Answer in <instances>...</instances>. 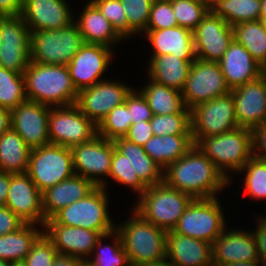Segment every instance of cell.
<instances>
[{
	"instance_id": "obj_1",
	"label": "cell",
	"mask_w": 266,
	"mask_h": 266,
	"mask_svg": "<svg viewBox=\"0 0 266 266\" xmlns=\"http://www.w3.org/2000/svg\"><path fill=\"white\" fill-rule=\"evenodd\" d=\"M163 182L193 199L216 198L230 181L216 165L194 145L184 156L163 170Z\"/></svg>"
},
{
	"instance_id": "obj_2",
	"label": "cell",
	"mask_w": 266,
	"mask_h": 266,
	"mask_svg": "<svg viewBox=\"0 0 266 266\" xmlns=\"http://www.w3.org/2000/svg\"><path fill=\"white\" fill-rule=\"evenodd\" d=\"M23 76L27 100L50 107L76 104L78 91L72 83L67 66L31 61Z\"/></svg>"
},
{
	"instance_id": "obj_3",
	"label": "cell",
	"mask_w": 266,
	"mask_h": 266,
	"mask_svg": "<svg viewBox=\"0 0 266 266\" xmlns=\"http://www.w3.org/2000/svg\"><path fill=\"white\" fill-rule=\"evenodd\" d=\"M130 214L115 226L129 263L148 264L166 259L167 231L146 221L133 209Z\"/></svg>"
},
{
	"instance_id": "obj_4",
	"label": "cell",
	"mask_w": 266,
	"mask_h": 266,
	"mask_svg": "<svg viewBox=\"0 0 266 266\" xmlns=\"http://www.w3.org/2000/svg\"><path fill=\"white\" fill-rule=\"evenodd\" d=\"M196 145L230 181L253 156L252 130L237 127L211 137H192Z\"/></svg>"
},
{
	"instance_id": "obj_5",
	"label": "cell",
	"mask_w": 266,
	"mask_h": 266,
	"mask_svg": "<svg viewBox=\"0 0 266 266\" xmlns=\"http://www.w3.org/2000/svg\"><path fill=\"white\" fill-rule=\"evenodd\" d=\"M104 187H96L85 198L72 202L60 209L45 224H62L81 227L99 232L101 235L115 230L109 211V192Z\"/></svg>"
},
{
	"instance_id": "obj_6",
	"label": "cell",
	"mask_w": 266,
	"mask_h": 266,
	"mask_svg": "<svg viewBox=\"0 0 266 266\" xmlns=\"http://www.w3.org/2000/svg\"><path fill=\"white\" fill-rule=\"evenodd\" d=\"M135 200L132 208L135 212L156 227L169 231L175 228L193 198L162 182L147 187Z\"/></svg>"
},
{
	"instance_id": "obj_7",
	"label": "cell",
	"mask_w": 266,
	"mask_h": 266,
	"mask_svg": "<svg viewBox=\"0 0 266 266\" xmlns=\"http://www.w3.org/2000/svg\"><path fill=\"white\" fill-rule=\"evenodd\" d=\"M85 44L74 21L62 29L30 32V60L40 64L67 66Z\"/></svg>"
},
{
	"instance_id": "obj_8",
	"label": "cell",
	"mask_w": 266,
	"mask_h": 266,
	"mask_svg": "<svg viewBox=\"0 0 266 266\" xmlns=\"http://www.w3.org/2000/svg\"><path fill=\"white\" fill-rule=\"evenodd\" d=\"M222 201L219 197L193 199L172 231L213 244L229 226Z\"/></svg>"
},
{
	"instance_id": "obj_9",
	"label": "cell",
	"mask_w": 266,
	"mask_h": 266,
	"mask_svg": "<svg viewBox=\"0 0 266 266\" xmlns=\"http://www.w3.org/2000/svg\"><path fill=\"white\" fill-rule=\"evenodd\" d=\"M26 174L41 192L74 176L71 148L51 143L33 148Z\"/></svg>"
},
{
	"instance_id": "obj_10",
	"label": "cell",
	"mask_w": 266,
	"mask_h": 266,
	"mask_svg": "<svg viewBox=\"0 0 266 266\" xmlns=\"http://www.w3.org/2000/svg\"><path fill=\"white\" fill-rule=\"evenodd\" d=\"M231 92L218 62L195 59L181 90L184 105L190 111L196 106Z\"/></svg>"
},
{
	"instance_id": "obj_11",
	"label": "cell",
	"mask_w": 266,
	"mask_h": 266,
	"mask_svg": "<svg viewBox=\"0 0 266 266\" xmlns=\"http://www.w3.org/2000/svg\"><path fill=\"white\" fill-rule=\"evenodd\" d=\"M49 141L72 148L97 136V126L76 105L50 107Z\"/></svg>"
},
{
	"instance_id": "obj_12",
	"label": "cell",
	"mask_w": 266,
	"mask_h": 266,
	"mask_svg": "<svg viewBox=\"0 0 266 266\" xmlns=\"http://www.w3.org/2000/svg\"><path fill=\"white\" fill-rule=\"evenodd\" d=\"M75 175L90 180L96 187L108 190V175L114 153L113 140L99 135L71 148ZM107 178V179H106Z\"/></svg>"
},
{
	"instance_id": "obj_13",
	"label": "cell",
	"mask_w": 266,
	"mask_h": 266,
	"mask_svg": "<svg viewBox=\"0 0 266 266\" xmlns=\"http://www.w3.org/2000/svg\"><path fill=\"white\" fill-rule=\"evenodd\" d=\"M239 127L231 92L202 103L191 110L192 137H211Z\"/></svg>"
},
{
	"instance_id": "obj_14",
	"label": "cell",
	"mask_w": 266,
	"mask_h": 266,
	"mask_svg": "<svg viewBox=\"0 0 266 266\" xmlns=\"http://www.w3.org/2000/svg\"><path fill=\"white\" fill-rule=\"evenodd\" d=\"M30 62L29 27L20 15L0 17V66L23 74Z\"/></svg>"
},
{
	"instance_id": "obj_15",
	"label": "cell",
	"mask_w": 266,
	"mask_h": 266,
	"mask_svg": "<svg viewBox=\"0 0 266 266\" xmlns=\"http://www.w3.org/2000/svg\"><path fill=\"white\" fill-rule=\"evenodd\" d=\"M133 89L118 78L104 79L91 87L78 92L76 105L81 112L98 126L105 116L116 106L125 102L127 95Z\"/></svg>"
},
{
	"instance_id": "obj_16",
	"label": "cell",
	"mask_w": 266,
	"mask_h": 266,
	"mask_svg": "<svg viewBox=\"0 0 266 266\" xmlns=\"http://www.w3.org/2000/svg\"><path fill=\"white\" fill-rule=\"evenodd\" d=\"M114 49L102 44L85 43L67 65L72 83L79 92L104 77L114 58Z\"/></svg>"
},
{
	"instance_id": "obj_17",
	"label": "cell",
	"mask_w": 266,
	"mask_h": 266,
	"mask_svg": "<svg viewBox=\"0 0 266 266\" xmlns=\"http://www.w3.org/2000/svg\"><path fill=\"white\" fill-rule=\"evenodd\" d=\"M234 39L233 27L211 11L193 30L197 59L218 62Z\"/></svg>"
},
{
	"instance_id": "obj_18",
	"label": "cell",
	"mask_w": 266,
	"mask_h": 266,
	"mask_svg": "<svg viewBox=\"0 0 266 266\" xmlns=\"http://www.w3.org/2000/svg\"><path fill=\"white\" fill-rule=\"evenodd\" d=\"M50 106L26 100L10 111L11 129L19 134L31 149L42 147L49 141Z\"/></svg>"
},
{
	"instance_id": "obj_19",
	"label": "cell",
	"mask_w": 266,
	"mask_h": 266,
	"mask_svg": "<svg viewBox=\"0 0 266 266\" xmlns=\"http://www.w3.org/2000/svg\"><path fill=\"white\" fill-rule=\"evenodd\" d=\"M5 206L25 223L42 227L46 223L42 208V192L26 173H10V186Z\"/></svg>"
},
{
	"instance_id": "obj_20",
	"label": "cell",
	"mask_w": 266,
	"mask_h": 266,
	"mask_svg": "<svg viewBox=\"0 0 266 266\" xmlns=\"http://www.w3.org/2000/svg\"><path fill=\"white\" fill-rule=\"evenodd\" d=\"M212 253L214 266H225L243 261H260L257 241L252 229L237 230L230 225L213 242Z\"/></svg>"
},
{
	"instance_id": "obj_21",
	"label": "cell",
	"mask_w": 266,
	"mask_h": 266,
	"mask_svg": "<svg viewBox=\"0 0 266 266\" xmlns=\"http://www.w3.org/2000/svg\"><path fill=\"white\" fill-rule=\"evenodd\" d=\"M239 127L250 130L266 123V80L263 76L231 90Z\"/></svg>"
},
{
	"instance_id": "obj_22",
	"label": "cell",
	"mask_w": 266,
	"mask_h": 266,
	"mask_svg": "<svg viewBox=\"0 0 266 266\" xmlns=\"http://www.w3.org/2000/svg\"><path fill=\"white\" fill-rule=\"evenodd\" d=\"M70 7L67 0H23L20 16L30 32L62 29L74 22Z\"/></svg>"
},
{
	"instance_id": "obj_23",
	"label": "cell",
	"mask_w": 266,
	"mask_h": 266,
	"mask_svg": "<svg viewBox=\"0 0 266 266\" xmlns=\"http://www.w3.org/2000/svg\"><path fill=\"white\" fill-rule=\"evenodd\" d=\"M43 232L59 254L69 255L81 261H87L91 257L98 239L102 236L97 231L62 224H45Z\"/></svg>"
},
{
	"instance_id": "obj_24",
	"label": "cell",
	"mask_w": 266,
	"mask_h": 266,
	"mask_svg": "<svg viewBox=\"0 0 266 266\" xmlns=\"http://www.w3.org/2000/svg\"><path fill=\"white\" fill-rule=\"evenodd\" d=\"M166 259L173 266H212V244L169 230Z\"/></svg>"
},
{
	"instance_id": "obj_25",
	"label": "cell",
	"mask_w": 266,
	"mask_h": 266,
	"mask_svg": "<svg viewBox=\"0 0 266 266\" xmlns=\"http://www.w3.org/2000/svg\"><path fill=\"white\" fill-rule=\"evenodd\" d=\"M218 63L230 90L262 76V66L235 39Z\"/></svg>"
},
{
	"instance_id": "obj_26",
	"label": "cell",
	"mask_w": 266,
	"mask_h": 266,
	"mask_svg": "<svg viewBox=\"0 0 266 266\" xmlns=\"http://www.w3.org/2000/svg\"><path fill=\"white\" fill-rule=\"evenodd\" d=\"M140 38L147 39L151 55L172 54L180 59H196L193 31L175 26L159 30H145Z\"/></svg>"
},
{
	"instance_id": "obj_27",
	"label": "cell",
	"mask_w": 266,
	"mask_h": 266,
	"mask_svg": "<svg viewBox=\"0 0 266 266\" xmlns=\"http://www.w3.org/2000/svg\"><path fill=\"white\" fill-rule=\"evenodd\" d=\"M83 6L82 11L76 13L77 16L75 14L74 21L85 43L102 44L115 49V46L119 47L125 41L90 0Z\"/></svg>"
},
{
	"instance_id": "obj_28",
	"label": "cell",
	"mask_w": 266,
	"mask_h": 266,
	"mask_svg": "<svg viewBox=\"0 0 266 266\" xmlns=\"http://www.w3.org/2000/svg\"><path fill=\"white\" fill-rule=\"evenodd\" d=\"M96 186L86 178L74 175L42 192V208L45 219H50L60 209L85 198Z\"/></svg>"
},
{
	"instance_id": "obj_29",
	"label": "cell",
	"mask_w": 266,
	"mask_h": 266,
	"mask_svg": "<svg viewBox=\"0 0 266 266\" xmlns=\"http://www.w3.org/2000/svg\"><path fill=\"white\" fill-rule=\"evenodd\" d=\"M146 75L154 82L181 91L195 59H180L172 54L150 55Z\"/></svg>"
},
{
	"instance_id": "obj_30",
	"label": "cell",
	"mask_w": 266,
	"mask_h": 266,
	"mask_svg": "<svg viewBox=\"0 0 266 266\" xmlns=\"http://www.w3.org/2000/svg\"><path fill=\"white\" fill-rule=\"evenodd\" d=\"M194 142L192 134L153 135L143 146L146 154L163 170L184 156Z\"/></svg>"
},
{
	"instance_id": "obj_31",
	"label": "cell",
	"mask_w": 266,
	"mask_h": 266,
	"mask_svg": "<svg viewBox=\"0 0 266 266\" xmlns=\"http://www.w3.org/2000/svg\"><path fill=\"white\" fill-rule=\"evenodd\" d=\"M113 142L115 148L128 158L136 175L146 187L163 182V169L146 154L142 146L124 137L116 138Z\"/></svg>"
},
{
	"instance_id": "obj_32",
	"label": "cell",
	"mask_w": 266,
	"mask_h": 266,
	"mask_svg": "<svg viewBox=\"0 0 266 266\" xmlns=\"http://www.w3.org/2000/svg\"><path fill=\"white\" fill-rule=\"evenodd\" d=\"M31 150L13 129L4 132L0 136V172L26 173Z\"/></svg>"
},
{
	"instance_id": "obj_33",
	"label": "cell",
	"mask_w": 266,
	"mask_h": 266,
	"mask_svg": "<svg viewBox=\"0 0 266 266\" xmlns=\"http://www.w3.org/2000/svg\"><path fill=\"white\" fill-rule=\"evenodd\" d=\"M148 102L154 115H167L174 113H191L182 100L181 91L158 84L148 78L147 84L142 88L137 86Z\"/></svg>"
},
{
	"instance_id": "obj_34",
	"label": "cell",
	"mask_w": 266,
	"mask_h": 266,
	"mask_svg": "<svg viewBox=\"0 0 266 266\" xmlns=\"http://www.w3.org/2000/svg\"><path fill=\"white\" fill-rule=\"evenodd\" d=\"M25 223L17 231L0 236V259L10 263L24 261L43 227ZM41 229V230H40Z\"/></svg>"
},
{
	"instance_id": "obj_35",
	"label": "cell",
	"mask_w": 266,
	"mask_h": 266,
	"mask_svg": "<svg viewBox=\"0 0 266 266\" xmlns=\"http://www.w3.org/2000/svg\"><path fill=\"white\" fill-rule=\"evenodd\" d=\"M232 27L234 39L263 67L266 64V25L256 20L241 22Z\"/></svg>"
},
{
	"instance_id": "obj_36",
	"label": "cell",
	"mask_w": 266,
	"mask_h": 266,
	"mask_svg": "<svg viewBox=\"0 0 266 266\" xmlns=\"http://www.w3.org/2000/svg\"><path fill=\"white\" fill-rule=\"evenodd\" d=\"M210 11L230 26L260 19L261 0H217Z\"/></svg>"
},
{
	"instance_id": "obj_37",
	"label": "cell",
	"mask_w": 266,
	"mask_h": 266,
	"mask_svg": "<svg viewBox=\"0 0 266 266\" xmlns=\"http://www.w3.org/2000/svg\"><path fill=\"white\" fill-rule=\"evenodd\" d=\"M107 239H110L112 243L104 244L103 242ZM87 261L91 266H130L120 234L116 230L98 239L93 254Z\"/></svg>"
},
{
	"instance_id": "obj_38",
	"label": "cell",
	"mask_w": 266,
	"mask_h": 266,
	"mask_svg": "<svg viewBox=\"0 0 266 266\" xmlns=\"http://www.w3.org/2000/svg\"><path fill=\"white\" fill-rule=\"evenodd\" d=\"M26 100L23 74L0 66V107L11 111Z\"/></svg>"
},
{
	"instance_id": "obj_39",
	"label": "cell",
	"mask_w": 266,
	"mask_h": 266,
	"mask_svg": "<svg viewBox=\"0 0 266 266\" xmlns=\"http://www.w3.org/2000/svg\"><path fill=\"white\" fill-rule=\"evenodd\" d=\"M237 174L243 175L241 185L250 199L266 200V160L252 156Z\"/></svg>"
},
{
	"instance_id": "obj_40",
	"label": "cell",
	"mask_w": 266,
	"mask_h": 266,
	"mask_svg": "<svg viewBox=\"0 0 266 266\" xmlns=\"http://www.w3.org/2000/svg\"><path fill=\"white\" fill-rule=\"evenodd\" d=\"M108 180L115 181L119 186H127L137 198L147 189L136 175L128 158L121 154L115 145Z\"/></svg>"
},
{
	"instance_id": "obj_41",
	"label": "cell",
	"mask_w": 266,
	"mask_h": 266,
	"mask_svg": "<svg viewBox=\"0 0 266 266\" xmlns=\"http://www.w3.org/2000/svg\"><path fill=\"white\" fill-rule=\"evenodd\" d=\"M131 125L130 111L124 102L105 116L97 126V135L108 140L121 138L128 133Z\"/></svg>"
},
{
	"instance_id": "obj_42",
	"label": "cell",
	"mask_w": 266,
	"mask_h": 266,
	"mask_svg": "<svg viewBox=\"0 0 266 266\" xmlns=\"http://www.w3.org/2000/svg\"><path fill=\"white\" fill-rule=\"evenodd\" d=\"M178 26L193 31L210 11L202 0H171Z\"/></svg>"
},
{
	"instance_id": "obj_43",
	"label": "cell",
	"mask_w": 266,
	"mask_h": 266,
	"mask_svg": "<svg viewBox=\"0 0 266 266\" xmlns=\"http://www.w3.org/2000/svg\"><path fill=\"white\" fill-rule=\"evenodd\" d=\"M128 22V41L140 36L148 25L153 0H120Z\"/></svg>"
},
{
	"instance_id": "obj_44",
	"label": "cell",
	"mask_w": 266,
	"mask_h": 266,
	"mask_svg": "<svg viewBox=\"0 0 266 266\" xmlns=\"http://www.w3.org/2000/svg\"><path fill=\"white\" fill-rule=\"evenodd\" d=\"M150 123L153 134L156 136L192 134L191 113L153 115Z\"/></svg>"
},
{
	"instance_id": "obj_45",
	"label": "cell",
	"mask_w": 266,
	"mask_h": 266,
	"mask_svg": "<svg viewBox=\"0 0 266 266\" xmlns=\"http://www.w3.org/2000/svg\"><path fill=\"white\" fill-rule=\"evenodd\" d=\"M110 21L116 32L128 42V22L120 0H90Z\"/></svg>"
},
{
	"instance_id": "obj_46",
	"label": "cell",
	"mask_w": 266,
	"mask_h": 266,
	"mask_svg": "<svg viewBox=\"0 0 266 266\" xmlns=\"http://www.w3.org/2000/svg\"><path fill=\"white\" fill-rule=\"evenodd\" d=\"M58 254L52 241L43 232L32 244L24 262L26 266H52Z\"/></svg>"
},
{
	"instance_id": "obj_47",
	"label": "cell",
	"mask_w": 266,
	"mask_h": 266,
	"mask_svg": "<svg viewBox=\"0 0 266 266\" xmlns=\"http://www.w3.org/2000/svg\"><path fill=\"white\" fill-rule=\"evenodd\" d=\"M178 26L171 0H153L146 30H159Z\"/></svg>"
},
{
	"instance_id": "obj_48",
	"label": "cell",
	"mask_w": 266,
	"mask_h": 266,
	"mask_svg": "<svg viewBox=\"0 0 266 266\" xmlns=\"http://www.w3.org/2000/svg\"><path fill=\"white\" fill-rule=\"evenodd\" d=\"M125 103L130 111L132 124L142 121H150L153 118L154 114L149 107L147 100L137 88L131 90L125 99Z\"/></svg>"
},
{
	"instance_id": "obj_49",
	"label": "cell",
	"mask_w": 266,
	"mask_h": 266,
	"mask_svg": "<svg viewBox=\"0 0 266 266\" xmlns=\"http://www.w3.org/2000/svg\"><path fill=\"white\" fill-rule=\"evenodd\" d=\"M153 135L150 121H142L132 124L124 138L143 147Z\"/></svg>"
},
{
	"instance_id": "obj_50",
	"label": "cell",
	"mask_w": 266,
	"mask_h": 266,
	"mask_svg": "<svg viewBox=\"0 0 266 266\" xmlns=\"http://www.w3.org/2000/svg\"><path fill=\"white\" fill-rule=\"evenodd\" d=\"M24 224L7 206H0V236L15 232Z\"/></svg>"
},
{
	"instance_id": "obj_51",
	"label": "cell",
	"mask_w": 266,
	"mask_h": 266,
	"mask_svg": "<svg viewBox=\"0 0 266 266\" xmlns=\"http://www.w3.org/2000/svg\"><path fill=\"white\" fill-rule=\"evenodd\" d=\"M259 216L260 215H258V218L256 219V227L254 226L255 229L252 231L257 241L259 260L264 266H266V216Z\"/></svg>"
},
{
	"instance_id": "obj_52",
	"label": "cell",
	"mask_w": 266,
	"mask_h": 266,
	"mask_svg": "<svg viewBox=\"0 0 266 266\" xmlns=\"http://www.w3.org/2000/svg\"><path fill=\"white\" fill-rule=\"evenodd\" d=\"M253 157L266 160V123L252 130Z\"/></svg>"
},
{
	"instance_id": "obj_53",
	"label": "cell",
	"mask_w": 266,
	"mask_h": 266,
	"mask_svg": "<svg viewBox=\"0 0 266 266\" xmlns=\"http://www.w3.org/2000/svg\"><path fill=\"white\" fill-rule=\"evenodd\" d=\"M23 8V0H0V17L18 16Z\"/></svg>"
},
{
	"instance_id": "obj_54",
	"label": "cell",
	"mask_w": 266,
	"mask_h": 266,
	"mask_svg": "<svg viewBox=\"0 0 266 266\" xmlns=\"http://www.w3.org/2000/svg\"><path fill=\"white\" fill-rule=\"evenodd\" d=\"M10 186V173L0 172V206L5 205Z\"/></svg>"
},
{
	"instance_id": "obj_55",
	"label": "cell",
	"mask_w": 266,
	"mask_h": 266,
	"mask_svg": "<svg viewBox=\"0 0 266 266\" xmlns=\"http://www.w3.org/2000/svg\"><path fill=\"white\" fill-rule=\"evenodd\" d=\"M80 261L69 255L58 254L52 266H76Z\"/></svg>"
},
{
	"instance_id": "obj_56",
	"label": "cell",
	"mask_w": 266,
	"mask_h": 266,
	"mask_svg": "<svg viewBox=\"0 0 266 266\" xmlns=\"http://www.w3.org/2000/svg\"><path fill=\"white\" fill-rule=\"evenodd\" d=\"M10 110L0 107V136L11 128Z\"/></svg>"
},
{
	"instance_id": "obj_57",
	"label": "cell",
	"mask_w": 266,
	"mask_h": 266,
	"mask_svg": "<svg viewBox=\"0 0 266 266\" xmlns=\"http://www.w3.org/2000/svg\"><path fill=\"white\" fill-rule=\"evenodd\" d=\"M130 266H173L167 259L156 263H148V264H130Z\"/></svg>"
},
{
	"instance_id": "obj_58",
	"label": "cell",
	"mask_w": 266,
	"mask_h": 266,
	"mask_svg": "<svg viewBox=\"0 0 266 266\" xmlns=\"http://www.w3.org/2000/svg\"><path fill=\"white\" fill-rule=\"evenodd\" d=\"M225 266H264V265L260 261H249V262L243 261Z\"/></svg>"
},
{
	"instance_id": "obj_59",
	"label": "cell",
	"mask_w": 266,
	"mask_h": 266,
	"mask_svg": "<svg viewBox=\"0 0 266 266\" xmlns=\"http://www.w3.org/2000/svg\"><path fill=\"white\" fill-rule=\"evenodd\" d=\"M266 25V0H261L260 19Z\"/></svg>"
},
{
	"instance_id": "obj_60",
	"label": "cell",
	"mask_w": 266,
	"mask_h": 266,
	"mask_svg": "<svg viewBox=\"0 0 266 266\" xmlns=\"http://www.w3.org/2000/svg\"><path fill=\"white\" fill-rule=\"evenodd\" d=\"M0 266H12V263H10L6 260L0 259Z\"/></svg>"
},
{
	"instance_id": "obj_61",
	"label": "cell",
	"mask_w": 266,
	"mask_h": 266,
	"mask_svg": "<svg viewBox=\"0 0 266 266\" xmlns=\"http://www.w3.org/2000/svg\"><path fill=\"white\" fill-rule=\"evenodd\" d=\"M202 1L210 7V6L213 5L217 0H202Z\"/></svg>"
},
{
	"instance_id": "obj_62",
	"label": "cell",
	"mask_w": 266,
	"mask_h": 266,
	"mask_svg": "<svg viewBox=\"0 0 266 266\" xmlns=\"http://www.w3.org/2000/svg\"><path fill=\"white\" fill-rule=\"evenodd\" d=\"M76 266H91L88 261H80Z\"/></svg>"
},
{
	"instance_id": "obj_63",
	"label": "cell",
	"mask_w": 266,
	"mask_h": 266,
	"mask_svg": "<svg viewBox=\"0 0 266 266\" xmlns=\"http://www.w3.org/2000/svg\"><path fill=\"white\" fill-rule=\"evenodd\" d=\"M12 266H26L24 261H19V262H13Z\"/></svg>"
},
{
	"instance_id": "obj_64",
	"label": "cell",
	"mask_w": 266,
	"mask_h": 266,
	"mask_svg": "<svg viewBox=\"0 0 266 266\" xmlns=\"http://www.w3.org/2000/svg\"><path fill=\"white\" fill-rule=\"evenodd\" d=\"M262 76L265 78L266 80V64L262 67Z\"/></svg>"
}]
</instances>
